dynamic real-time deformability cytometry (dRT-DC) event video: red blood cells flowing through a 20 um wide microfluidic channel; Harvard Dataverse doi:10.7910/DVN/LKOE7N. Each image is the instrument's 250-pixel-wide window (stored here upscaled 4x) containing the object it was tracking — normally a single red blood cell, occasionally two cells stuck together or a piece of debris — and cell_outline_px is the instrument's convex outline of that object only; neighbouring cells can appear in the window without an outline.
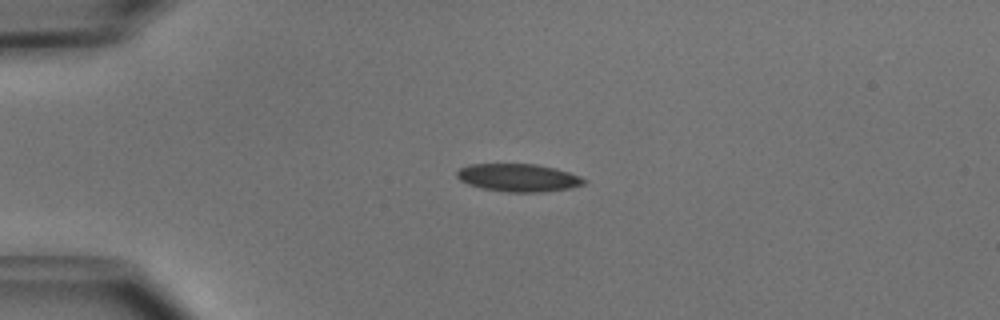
{"species": "common noctule bat (a hibernating species)", "species_latin": "Nyctalus noctula", "temperature_condition": "cold", "stored_images_in_passage": 28, "camera_frame_rate_fps": 3000, "um_per_image_px": 0.085, "animal": {"sex": "male", "body_mass_g": 15.6}, "frame": {"image": 1, "passage_image": 12, "time_ms": 3.667, "image_size_px": [1000, 320], "cell_outline_px": [[588, 180], [584, 184], [572, 188], [544, 192], [508, 192], [480, 188], [468, 184], [460, 180], [456, 176], [456, 172], [460, 168], [468, 164], [536, 164], [556, 168], [580, 176]], "centroid_in_image_um": [44.07, 15.11], "position_along_channel_um": 40.9, "area_um2": 20.81}}
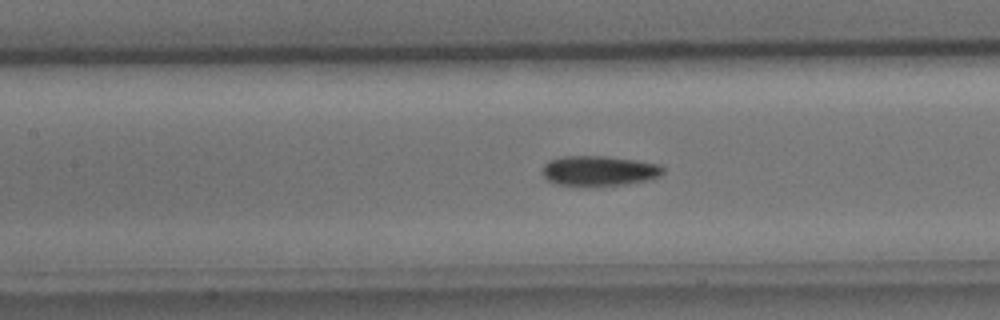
{"frame": {"image": 2, "passage_image": 23, "time_ms": 7.333, "image_size_px": [1000, 320], "cell_outline_px": [[664, 172], [660, 176], [644, 180], [624, 184], [556, 184], [548, 180], [544, 176], [544, 164], [548, 160], [564, 156], [604, 156], [660, 164], [664, 168]], "centroid_in_image_um": [50.93, 14.49], "position_along_channel_um": 156.5, "area_um2": 20.4}}
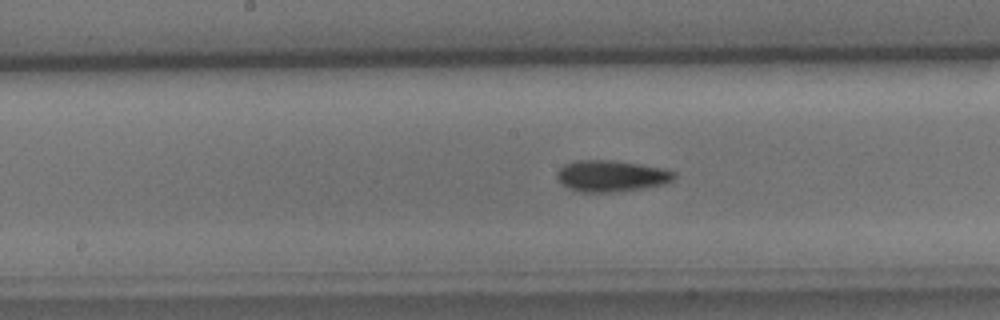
{"frame": {"image": 3, "passage_image": 26, "time_ms": 8.333, "image_size_px": [1000, 320], "cell_outline_px": [[676, 176], [672, 180], [664, 184], [640, 188], [612, 192], [580, 192], [568, 188], [556, 176], [556, 172], [564, 164], [576, 160], [608, 160], [636, 164], [660, 168], [676, 172]], "centroid_in_image_um": [51.92, 14.96], "position_along_channel_um": 196.3, "area_um2": 21.04}}